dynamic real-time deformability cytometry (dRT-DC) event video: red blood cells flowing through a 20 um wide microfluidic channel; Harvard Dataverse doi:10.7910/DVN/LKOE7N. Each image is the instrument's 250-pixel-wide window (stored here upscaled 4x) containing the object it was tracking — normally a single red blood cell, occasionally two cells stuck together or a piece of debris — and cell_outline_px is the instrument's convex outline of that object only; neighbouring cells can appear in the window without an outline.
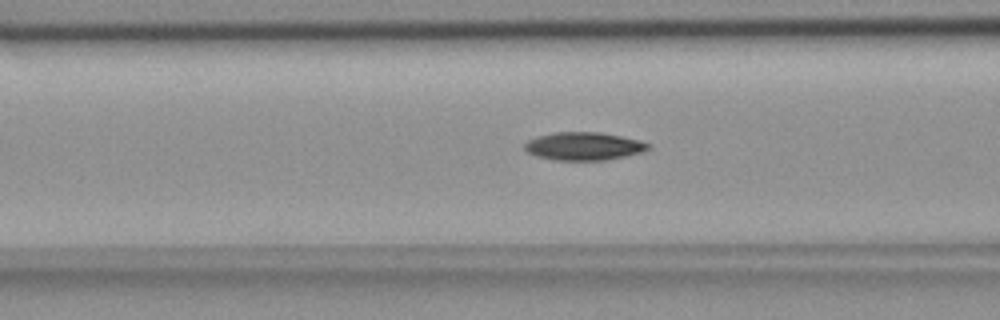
{"species": "common noctule bat (a hibernating species)", "species_latin": "Nyctalus noctula", "temperature_condition": "room temperature", "stored_images_in_passage": 55, "camera_frame_rate_fps": 3000, "um_per_image_px": 0.085, "animal": {"sex": "female", "body_mass_g": 18.4}, "frame": {"image": 1, "passage_image": 21, "time_ms": 6.667, "image_size_px": [1000, 320], "cell_outline_px": [[652, 148], [644, 152], [604, 160], [552, 160], [536, 156], [528, 152], [524, 148], [524, 144], [528, 140], [540, 136], [556, 132], [600, 132], [640, 140], [652, 144]], "centroid_in_image_um": [49.67, 12.43], "position_along_channel_um": 116.9, "area_um2": 20.23}}
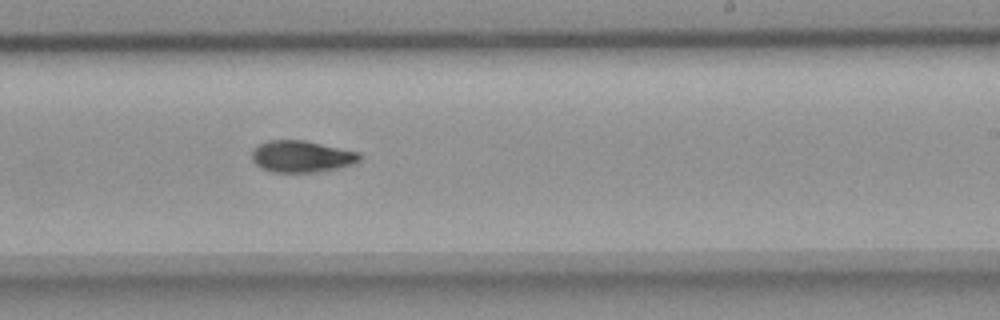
{"frame": {"image": 2, "passage_image": 33, "time_ms": 10.667, "image_size_px": [1000, 320], "cell_outline_px": [[364, 156], [356, 164], [316, 172], [272, 172], [260, 168], [252, 160], [252, 152], [260, 144], [268, 140], [304, 140], [360, 152]], "centroid_in_image_um": [25.68, 13.3], "position_along_channel_um": 263.3, "area_um2": 20.0}}
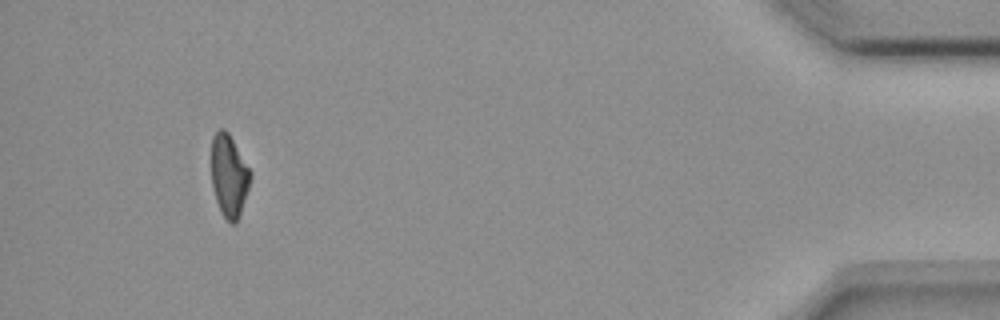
{"frame": {"image": 3, "passage_image": 51, "time_ms": 16.667, "image_size_px": [1000, 320], "cell_outline_px": [[252, 176], [240, 216], [236, 224], [232, 224], [224, 216], [216, 200], [212, 184], [212, 136], [220, 128], [224, 128], [228, 132], [252, 172]], "centroid_in_image_um": [19.49, 14.93], "position_along_channel_um": 415.7, "area_um2": 18.67}, "authors_computed_cell_mechanics": {"area_um2": 19.652, "velocity_mm_per_s": 3.6753, "shape_relaxation_time_tau1_ms": 5.2026, "shape_relaxation_time_tau2_ms": null, "deformation_change_tau1": 0.1582, "deformation_change_tau2": null}}